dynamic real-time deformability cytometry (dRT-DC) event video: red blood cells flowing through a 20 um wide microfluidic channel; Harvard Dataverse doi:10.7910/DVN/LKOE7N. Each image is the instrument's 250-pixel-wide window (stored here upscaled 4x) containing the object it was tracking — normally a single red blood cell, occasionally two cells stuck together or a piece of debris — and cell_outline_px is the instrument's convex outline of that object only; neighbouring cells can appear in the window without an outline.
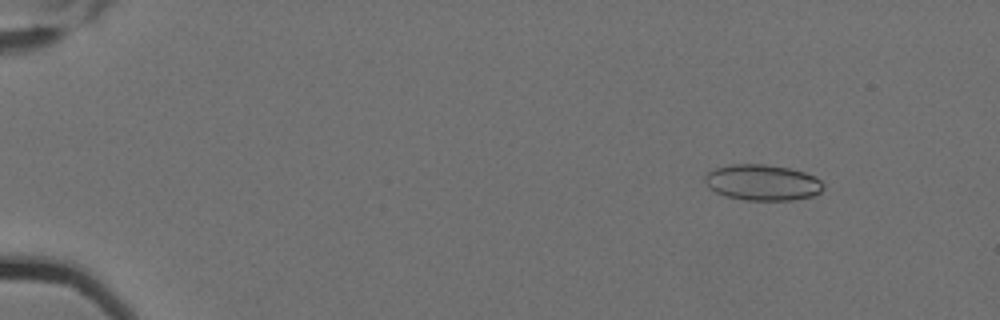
{"species": "Egyptian fruit bat (a non-hibernating species)", "species_latin": "Rousettus aegyptiacus", "temperature_condition": "cold", "stored_images_in_passage": 5, "camera_frame_rate_fps": 3000, "um_per_image_px": 0.085, "animal": {"sex": "female"}, "frame": {"image": 1, "passage_image": 2, "time_ms": 0.333, "image_size_px": [1000, 320], "cell_outline_px": [[824, 188], [820, 192], [812, 196], [792, 200], [744, 200], [724, 196], [708, 188], [704, 180], [704, 176], [708, 172], [716, 168], [732, 164], [764, 164], [792, 168], [816, 176], [824, 184]], "centroid_in_image_um": [64.81, 15.51], "position_along_channel_um": 20.2, "area_um2": 25.03}}